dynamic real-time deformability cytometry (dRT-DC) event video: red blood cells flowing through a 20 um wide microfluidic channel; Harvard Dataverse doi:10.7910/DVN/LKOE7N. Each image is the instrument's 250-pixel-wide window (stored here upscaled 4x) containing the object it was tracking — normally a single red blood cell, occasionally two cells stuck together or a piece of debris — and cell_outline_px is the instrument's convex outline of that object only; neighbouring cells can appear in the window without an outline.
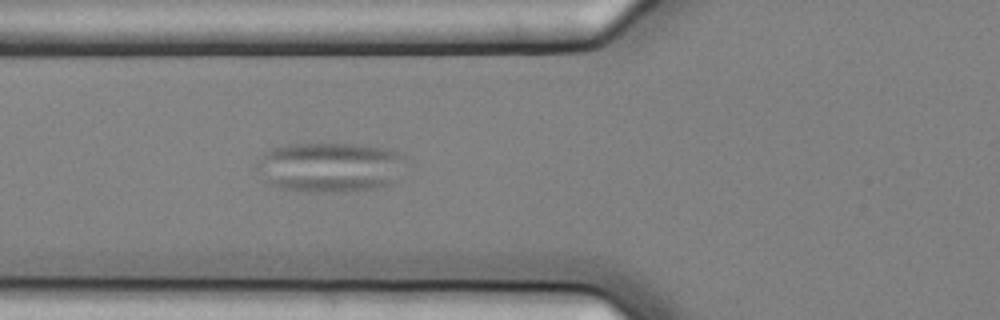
{"species": "common noctule bat (a hibernating species)", "species_latin": "Nyctalus noctula", "temperature_condition": "cold", "stored_images_in_passage": 6, "camera_frame_rate_fps": 3000, "um_per_image_px": 0.085, "animal": {"sex": "female", "body_mass_g": 25.1}, "frame": {"image": 1, "passage_image": 6, "time_ms": 1.667, "image_size_px": [1000, 320], "cell_outline_px": [[404, 156], [392, 184], [376, 188], [344, 192], [308, 192], [284, 188], [268, 184], [252, 168], [264, 152], [272, 148], [288, 144], [352, 144], [388, 148], [400, 152]], "centroid_in_image_um": [27.95, 14.21], "position_along_channel_um": 97.9, "area_um2": 43.47}}